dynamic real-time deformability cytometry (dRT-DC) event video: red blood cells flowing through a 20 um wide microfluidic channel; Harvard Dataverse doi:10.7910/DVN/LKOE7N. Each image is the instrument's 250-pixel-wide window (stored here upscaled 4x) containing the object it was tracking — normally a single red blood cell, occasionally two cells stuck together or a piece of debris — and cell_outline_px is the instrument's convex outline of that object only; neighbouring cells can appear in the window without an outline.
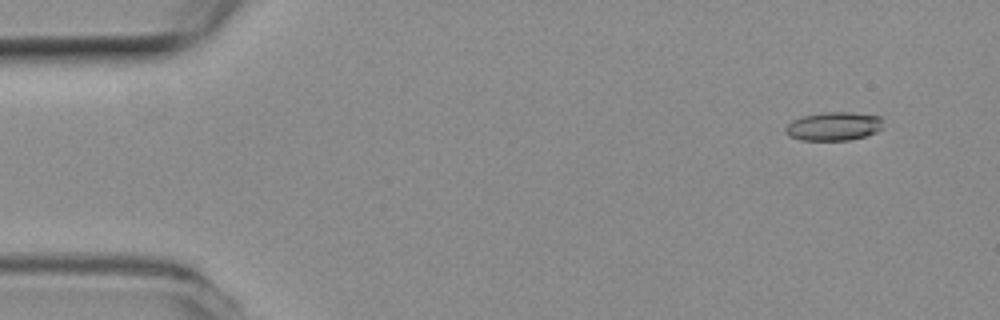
{"species": "common noctule bat (a hibernating species)", "species_latin": "Nyctalus noctula", "temperature_condition": "room temperature", "stored_images_in_passage": 55, "camera_frame_rate_fps": 3000, "um_per_image_px": 0.085, "animal": {"sex": "female", "body_mass_g": 19.3, "forearm_length_mm": 54.1}, "frame": {"image": 1, "passage_image": 5, "time_ms": 1.333, "image_size_px": [1000, 320], "cell_outline_px": [[884, 128], [876, 132], [864, 136], [848, 140], [800, 140], [788, 136], [784, 132], [784, 128], [792, 120], [804, 116], [824, 112], [852, 112], [880, 116], [884, 120]], "centroid_in_image_um": [70.88, 10.73], "position_along_channel_um": 14.1, "area_um2": 16.47}}
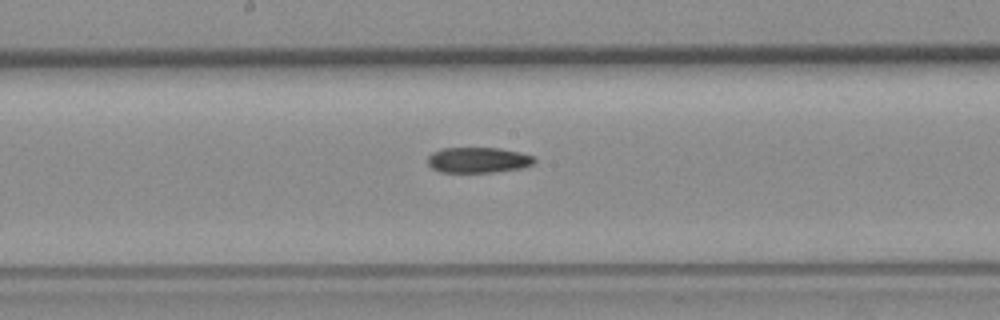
{"frame": {"image": 2, "passage_image": 29, "time_ms": 9.333, "image_size_px": [1000, 320], "cell_outline_px": [[536, 160], [532, 164], [524, 168], [496, 172], [440, 172], [432, 168], [428, 164], [428, 156], [432, 152], [444, 148], [500, 148], [520, 152], [532, 156]], "centroid_in_image_um": [40.65, 13.6], "position_along_channel_um": 207.6, "area_um2": 15.95}}
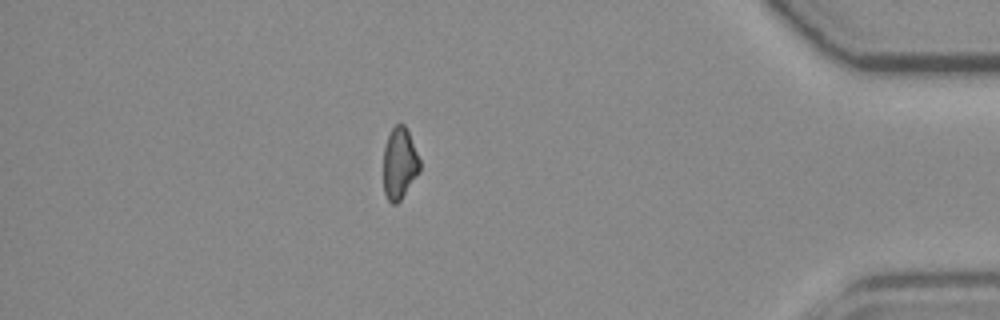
{"frame": {"image": 3, "passage_image": 48, "time_ms": 15.667, "image_size_px": [1000, 320], "cell_outline_px": [[420, 172], [400, 200], [396, 204], [392, 204], [388, 200], [384, 192], [384, 148], [388, 136], [392, 128], [396, 124], [404, 124], [408, 132], [420, 160]], "centroid_in_image_um": [33.96, 13.91], "position_along_channel_um": 401.2, "area_um2": 15.03}}